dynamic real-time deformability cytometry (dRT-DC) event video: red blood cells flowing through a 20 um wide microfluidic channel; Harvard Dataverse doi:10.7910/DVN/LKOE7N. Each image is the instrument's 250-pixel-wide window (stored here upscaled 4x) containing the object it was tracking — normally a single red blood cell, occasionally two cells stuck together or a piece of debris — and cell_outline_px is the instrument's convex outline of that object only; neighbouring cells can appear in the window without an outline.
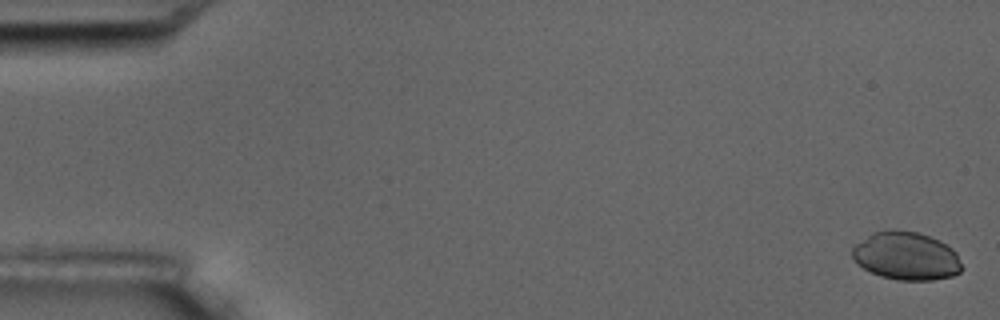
{"species": "common noctule bat (a hibernating species)", "species_latin": "Nyctalus noctula", "temperature_condition": "room temperature", "stored_images_in_passage": 5, "camera_frame_rate_fps": 3000, "um_per_image_px": 0.085, "animal": {"sex": "male", "body_mass_g": 17.5, "forearm_length_mm": 52.3}, "frame": {"image": 1, "passage_image": 1, "time_ms": 0.0, "image_size_px": [1000, 320], "cell_outline_px": [[964, 268], [960, 272], [952, 276], [932, 280], [900, 280], [880, 276], [864, 268], [852, 256], [852, 248], [856, 244], [872, 232], [892, 228], [916, 232], [940, 240], [952, 248], [956, 252]], "centroid_in_image_um": [77.06, 21.74], "position_along_channel_um": 7.9, "area_um2": 30.81}}